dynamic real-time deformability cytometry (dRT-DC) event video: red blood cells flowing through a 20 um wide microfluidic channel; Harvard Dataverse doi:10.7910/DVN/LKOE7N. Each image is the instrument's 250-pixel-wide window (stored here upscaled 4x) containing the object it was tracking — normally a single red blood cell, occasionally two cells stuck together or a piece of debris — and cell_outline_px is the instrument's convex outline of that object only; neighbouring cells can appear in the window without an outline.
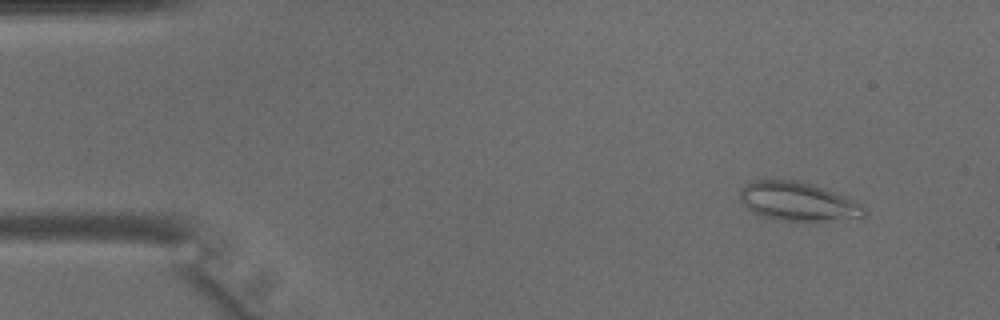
{"species": "common noctule bat (a hibernating species)", "species_latin": "Nyctalus noctula", "temperature_condition": "warm", "stored_images_in_passage": 13, "camera_frame_rate_fps": 3000, "um_per_image_px": 0.085, "animal": {"sex": "male", "body_mass_g": 15.6}, "frame": {"image": 1, "passage_image": 4, "time_ms": 1.0, "image_size_px": [1000, 320], "cell_outline_px": [[868, 212], [864, 220], [816, 224], [780, 220], [764, 216], [752, 212], [740, 200], [740, 192], [748, 184], [756, 180], [796, 180], [812, 184], [848, 196], [856, 200], [868, 208]], "centroid_in_image_um": [68.06, 17.21], "position_along_channel_um": 16.9, "area_um2": 29.59}}